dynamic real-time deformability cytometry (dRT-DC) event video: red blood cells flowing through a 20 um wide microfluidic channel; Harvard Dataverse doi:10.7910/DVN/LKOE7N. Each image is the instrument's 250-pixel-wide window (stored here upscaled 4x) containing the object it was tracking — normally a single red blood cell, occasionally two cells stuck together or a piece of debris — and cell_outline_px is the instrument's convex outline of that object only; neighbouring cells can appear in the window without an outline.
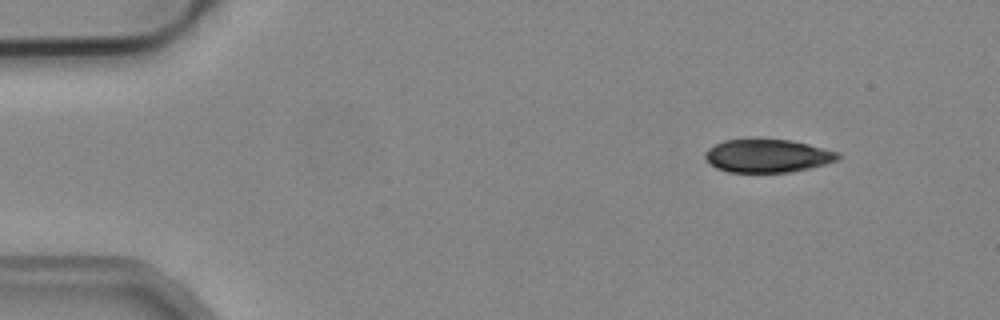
{"species": "common noctule bat (a hibernating species)", "species_latin": "Nyctalus noctula", "temperature_condition": "cold", "stored_images_in_passage": 5, "camera_frame_rate_fps": 3000, "um_per_image_px": 0.085, "animal": {"sex": "male", "body_mass_g": 19.2, "forearm_length_mm": 51.8}, "frame": {"image": 1, "passage_image": 1, "time_ms": 0.0, "image_size_px": [1000, 320], "cell_outline_px": [[840, 160], [808, 168], [788, 172], [728, 172], [716, 168], [704, 156], [704, 152], [708, 148], [724, 140], [752, 136], [756, 136], [792, 140], [840, 152]], "centroid_in_image_um": [65.22, 13.19], "position_along_channel_um": 19.8, "area_um2": 26.47}}
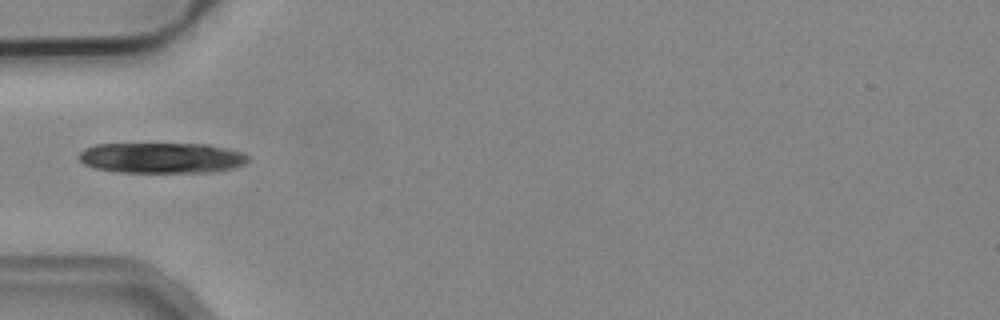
{"frame": {"image": 2, "passage_image": 4, "time_ms": 1.0, "image_size_px": [1000, 320], "cell_outline_px": [[248, 160], [244, 164], [232, 168], [208, 172], [120, 172], [96, 168], [84, 164], [76, 156], [84, 148], [96, 144], [208, 144], [228, 148], [240, 152], [248, 156]], "centroid_in_image_um": [13.71, 13.41], "position_along_channel_um": 71.3, "area_um2": 30.06}}